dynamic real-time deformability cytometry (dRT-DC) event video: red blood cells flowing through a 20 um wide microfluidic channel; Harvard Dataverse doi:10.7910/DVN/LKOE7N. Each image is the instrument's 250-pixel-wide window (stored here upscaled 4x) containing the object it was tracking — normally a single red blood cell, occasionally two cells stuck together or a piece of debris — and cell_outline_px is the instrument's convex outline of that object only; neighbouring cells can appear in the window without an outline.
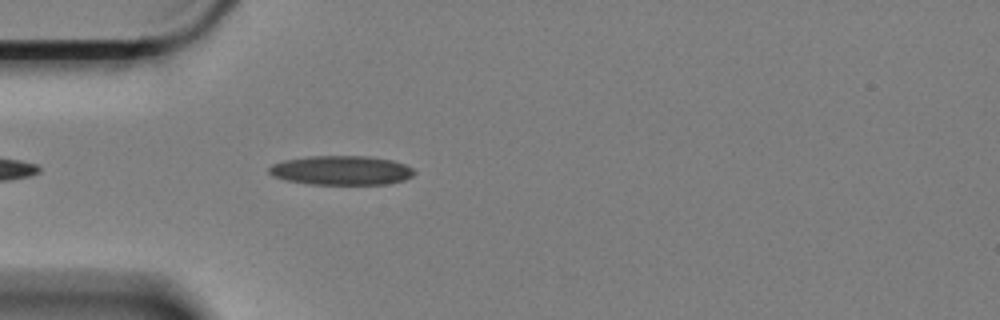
{"species": "Egyptian fruit bat (a non-hibernating species)", "species_latin": "Rousettus aegyptiacus", "temperature_condition": "cold", "stored_images_in_passage": 21, "camera_frame_rate_fps": 3000, "um_per_image_px": 0.085, "animal": {"sex": "female"}, "frame": {"image": 1, "passage_image": 5, "time_ms": 1.333, "image_size_px": [1000, 320], "cell_outline_px": [[416, 172], [412, 176], [404, 180], [384, 184], [308, 184], [288, 180], [276, 176], [268, 172], [268, 168], [272, 164], [284, 160], [312, 156], [368, 156], [392, 160], [404, 164], [412, 168]], "centroid_in_image_um": [29.03, 14.47], "position_along_channel_um": 56.0, "area_um2": 24.57}}
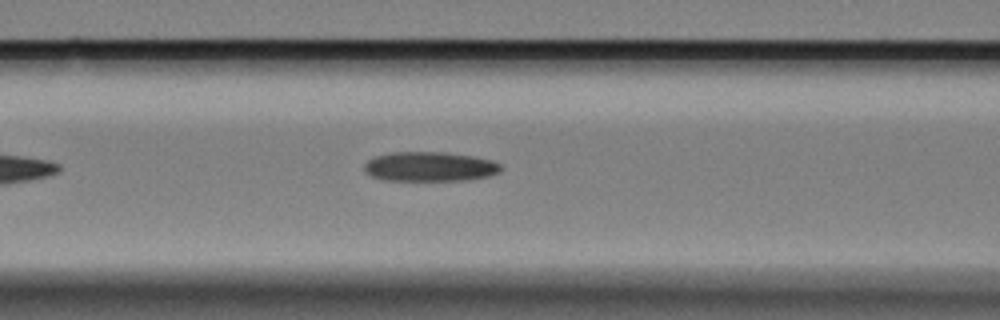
{"frame": {"image": 2, "passage_image": 12, "time_ms": 3.667, "image_size_px": [1000, 320], "cell_outline_px": [[500, 172], [484, 176], [464, 180], [384, 180], [372, 176], [364, 172], [364, 164], [368, 160], [376, 156], [396, 152], [440, 152], [476, 156], [492, 160], [500, 164]], "centroid_in_image_um": [36.5, 14.15], "position_along_channel_um": 130.1, "area_um2": 23.29}}
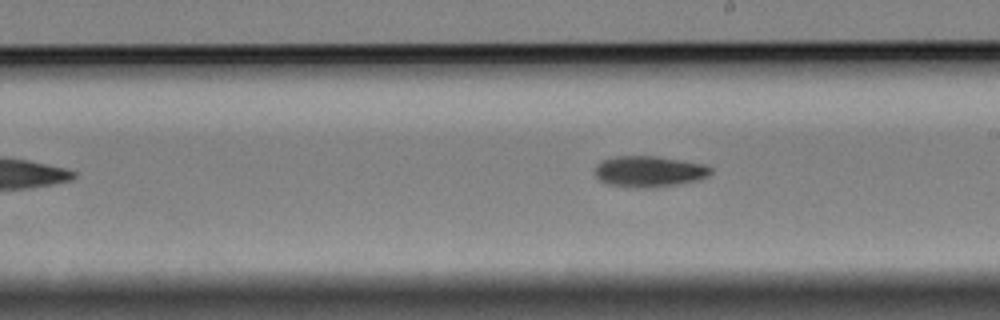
{"frame": {"image": 3, "passage_image": 18, "time_ms": 5.667, "image_size_px": [1000, 320], "cell_outline_px": [[712, 172], [708, 176], [700, 180], [652, 188], [608, 184], [600, 180], [596, 176], [596, 164], [600, 160], [616, 156], [656, 156], [704, 164], [712, 168]], "centroid_in_image_um": [55.19, 14.56], "position_along_channel_um": 233.8, "area_um2": 20.81}}